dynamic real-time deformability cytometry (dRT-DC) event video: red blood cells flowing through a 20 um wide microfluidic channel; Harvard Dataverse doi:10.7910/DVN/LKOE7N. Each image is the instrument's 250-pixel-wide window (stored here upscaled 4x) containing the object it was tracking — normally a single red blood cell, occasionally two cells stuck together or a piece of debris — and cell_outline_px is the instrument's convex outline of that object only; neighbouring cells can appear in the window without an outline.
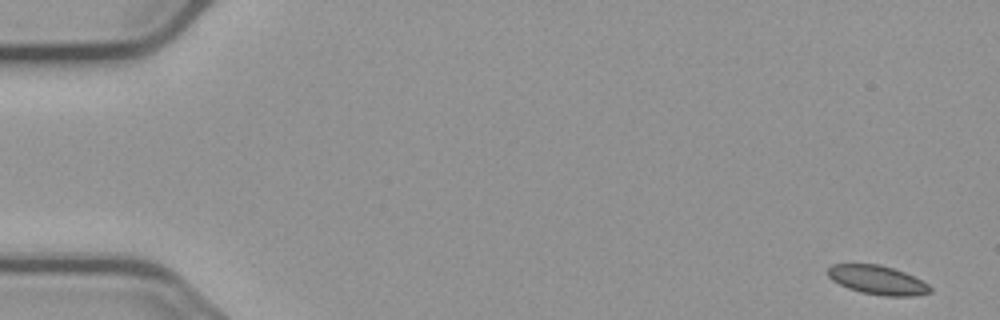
{"species": "common noctule bat (a hibernating species)", "species_latin": "Nyctalus noctula", "temperature_condition": "cold", "stored_images_in_passage": 55, "camera_frame_rate_fps": 3000, "um_per_image_px": 0.085, "animal": {"sex": "male", "body_mass_g": 23.1, "forearm_length_mm": 52.7}, "frame": {"image": 1, "passage_image": 1, "time_ms": 0.0, "image_size_px": [1000, 320], "cell_outline_px": [[932, 292], [912, 296], [884, 296], [860, 292], [848, 288], [832, 280], [828, 276], [828, 268], [832, 264], [876, 264], [892, 268], [904, 272], [928, 284], [932, 288]], "centroid_in_image_um": [74.58, 23.81], "position_along_channel_um": 10.4, "area_um2": 17.11}}
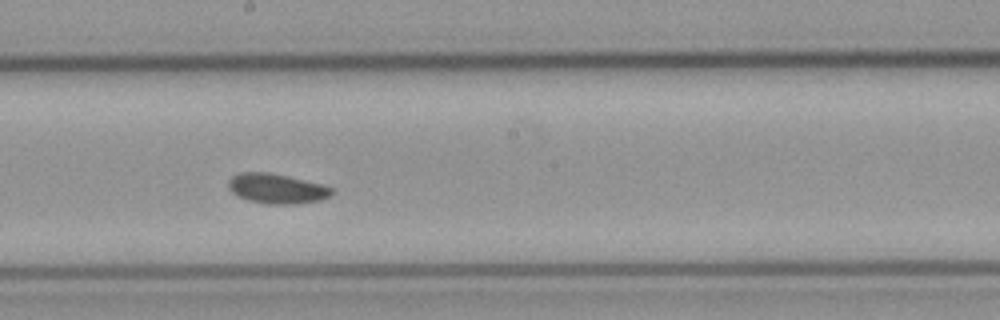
{"frame": {"image": 2, "passage_image": 30, "time_ms": 9.667, "image_size_px": [1000, 320], "cell_outline_px": [[332, 196], [320, 200], [296, 204], [268, 204], [248, 200], [232, 192], [228, 188], [228, 180], [232, 176], [240, 172], [268, 172], [320, 184], [332, 188]], "centroid_in_image_um": [23.5, 16.03], "position_along_channel_um": 224.7, "area_um2": 17.8}}
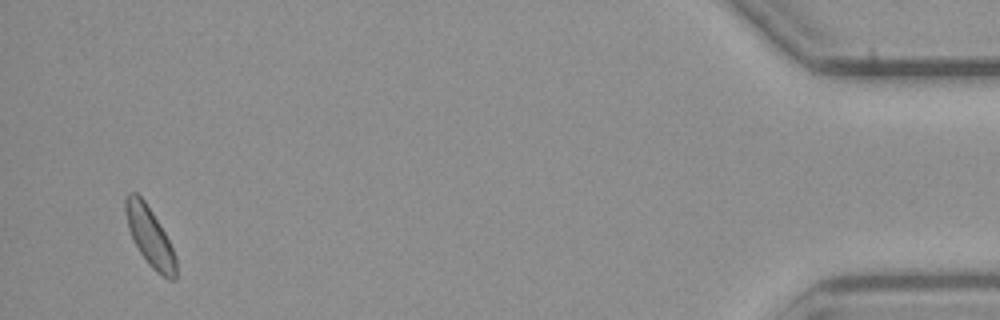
{"frame": {"image": 3, "passage_image": 53, "time_ms": 17.333, "image_size_px": [1000, 320], "cell_outline_px": [[176, 280], [168, 280], [156, 272], [148, 264], [140, 252], [128, 228], [124, 212], [124, 200], [128, 192], [136, 192], [144, 200], [152, 212], [164, 232], [176, 256]], "centroid_in_image_um": [12.72, 20.11], "position_along_channel_um": 422.5, "area_um2": 17.28}, "authors_computed_cell_mechanics": {"area_um2": 17.6868, "velocity_mm_per_s": 3.6829, "shape_relaxation_time_tau1_ms": 2.5189, "shape_relaxation_time_tau2_ms": 4.2028, "deformation_change_tau1": 0.0434, "deformation_change_tau2": 0.071}}